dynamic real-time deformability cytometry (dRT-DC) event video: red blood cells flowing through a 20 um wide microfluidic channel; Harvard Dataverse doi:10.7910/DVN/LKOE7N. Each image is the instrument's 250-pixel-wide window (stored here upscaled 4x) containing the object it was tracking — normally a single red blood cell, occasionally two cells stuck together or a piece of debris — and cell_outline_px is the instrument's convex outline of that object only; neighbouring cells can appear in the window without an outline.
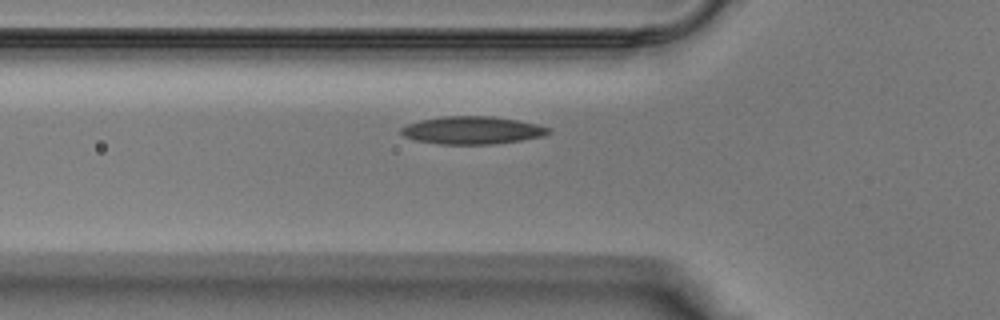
{"species": "Egyptian fruit bat (a non-hibernating species)", "species_latin": "Rousettus aegyptiacus", "temperature_condition": "warm", "stored_images_in_passage": 25, "camera_frame_rate_fps": 3000, "um_per_image_px": 0.085, "animal": {"sex": "male"}, "frame": {"image": 1, "passage_image": 2, "time_ms": 0.333, "image_size_px": [1000, 320], "cell_outline_px": [[552, 132], [544, 136], [520, 140], [492, 144], [440, 144], [416, 140], [404, 136], [400, 132], [400, 128], [408, 124], [420, 120], [440, 116], [492, 116], [516, 120], [536, 124], [552, 128]], "centroid_in_image_um": [40.15, 11.07], "position_along_channel_um": 85.7, "area_um2": 23.81}}
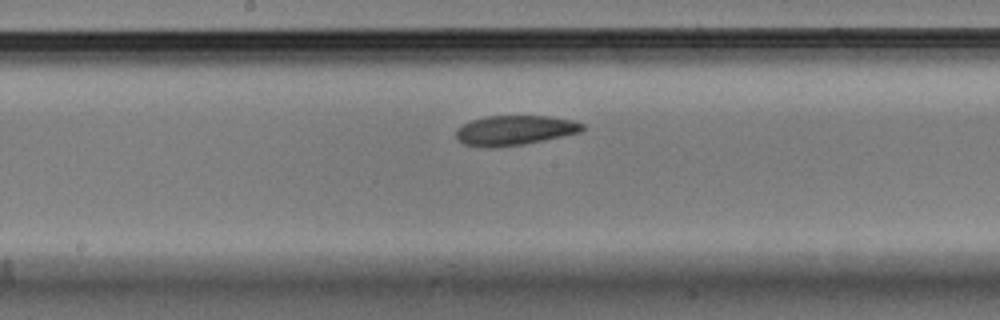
{"frame": {"image": 2, "passage_image": 9, "time_ms": 2.667, "image_size_px": [1000, 320], "cell_outline_px": [[584, 128], [580, 132], [544, 140], [524, 144], [492, 148], [488, 148], [464, 144], [456, 136], [456, 128], [472, 120], [484, 116], [548, 116], [572, 120], [584, 124]], "centroid_in_image_um": [43.73, 11.07], "position_along_channel_um": 204.5, "area_um2": 21.85}}
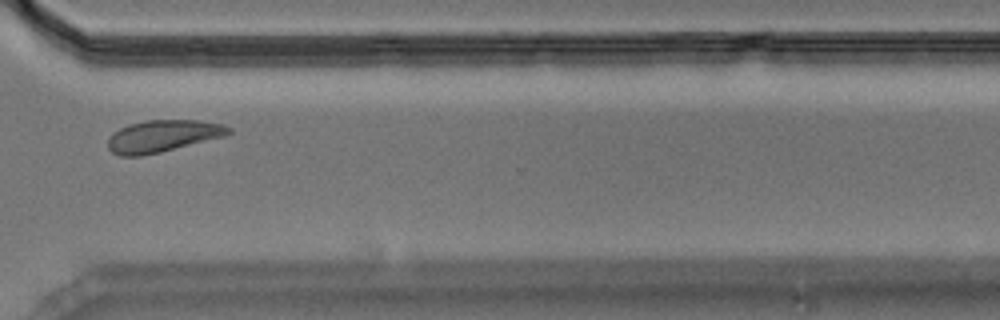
{"frame": {"image": 3, "passage_image": 18, "time_ms": 5.667, "image_size_px": [1000, 320], "cell_outline_px": [[232, 132], [224, 136], [160, 152], [140, 156], [120, 156], [112, 152], [108, 148], [108, 140], [112, 132], [128, 124], [148, 120], [200, 120], [224, 124], [232, 128]], "centroid_in_image_um": [13.83, 11.55], "position_along_channel_um": 356.8, "area_um2": 22.48}}